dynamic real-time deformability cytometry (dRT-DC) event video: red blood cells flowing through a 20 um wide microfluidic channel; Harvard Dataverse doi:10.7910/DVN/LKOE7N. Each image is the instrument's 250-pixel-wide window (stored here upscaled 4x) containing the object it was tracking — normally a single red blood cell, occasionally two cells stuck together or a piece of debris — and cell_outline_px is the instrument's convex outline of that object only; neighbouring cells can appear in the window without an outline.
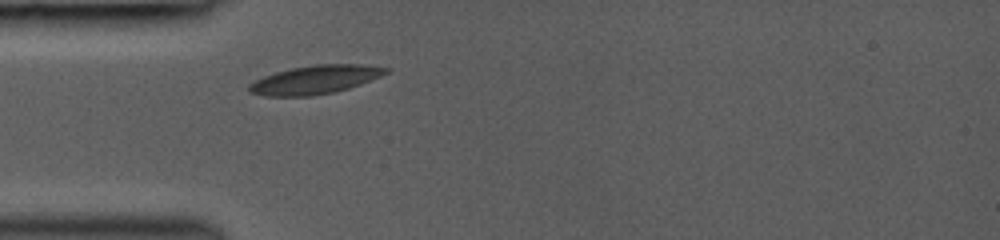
{"species": "common noctule bat (a hibernating species)", "species_latin": "Nyctalus noctula", "temperature_condition": "room temperature", "stored_images_in_passage": 28, "camera_frame_rate_fps": 3000, "um_per_image_px": 0.085, "animal": {"sex": "female", "body_mass_g": 19.0, "forearm_length_mm": 53.3}, "frame": {"image": 1, "passage_image": 1, "time_ms": 0.0, "image_size_px": [1000, 240], "cell_outline_px": [[392, 68], [388, 72], [380, 76], [360, 84], [348, 88], [332, 92], [312, 96], [264, 96], [248, 92], [248, 84], [264, 76], [276, 72], [292, 68], [316, 64], [360, 64]], "centroid_in_image_um": [26.77, 6.77], "position_along_channel_um": 58.2, "area_um2": 22.66}}
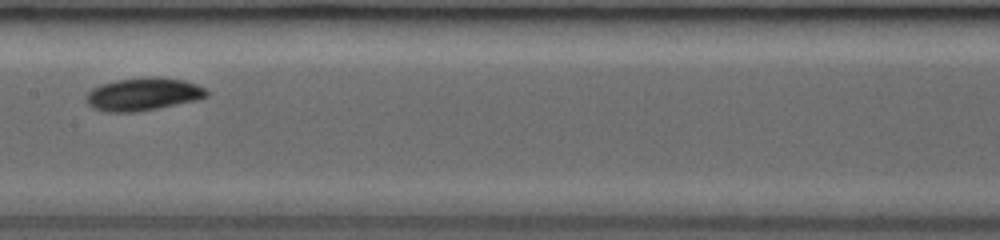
{"frame": {"image": 2, "passage_image": 11, "time_ms": 3.333, "image_size_px": [1000, 240], "cell_outline_px": [[208, 96], [200, 100], [136, 112], [104, 112], [92, 108], [84, 100], [84, 96], [92, 88], [100, 84], [116, 80], [148, 76], [160, 76], [184, 80], [196, 84], [204, 88], [208, 92]], "centroid_in_image_um": [12.15, 8.0], "position_along_channel_um": 195.3, "area_um2": 23.52}}
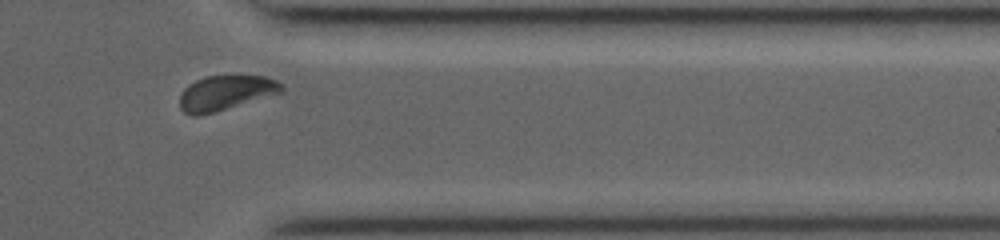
{"frame": {"image": 3, "passage_image": 25, "time_ms": 8.0, "image_size_px": [1000, 240], "cell_outline_px": [[284, 92], [216, 112], [196, 116], [192, 116], [184, 112], [180, 108], [180, 96], [184, 88], [188, 84], [204, 76], [268, 76], [284, 84]], "centroid_in_image_um": [19.21, 7.89], "position_along_channel_um": 392.2, "area_um2": 20.92}, "authors_computed_cell_mechanics": {"area_um2": 21.4438, "velocity_mm_per_s": 4.2077, "shape_relaxation_time_tau1_ms": null, "shape_relaxation_time_tau2_ms": 5.5499, "deformation_change_tau1": null, "deformation_change_tau2": 0.0579}}